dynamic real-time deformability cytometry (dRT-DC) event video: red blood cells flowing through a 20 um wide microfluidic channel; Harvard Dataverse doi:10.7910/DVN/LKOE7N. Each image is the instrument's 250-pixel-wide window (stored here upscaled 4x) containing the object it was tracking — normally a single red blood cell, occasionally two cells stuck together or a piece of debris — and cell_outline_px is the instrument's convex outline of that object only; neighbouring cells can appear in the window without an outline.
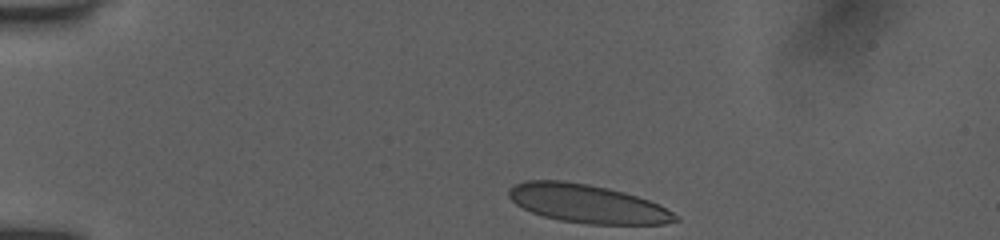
{"species": "human", "species_latin": "Homo sapiens", "temperature_condition": "room temperature", "stored_images_in_passage": 32, "camera_frame_rate_fps": 3000, "um_per_image_px": 0.085, "donor": {"sex": "female"}, "frame": {"image": 1, "passage_image": 1, "time_ms": 0.0, "image_size_px": [1000, 240], "cell_outline_px": [[680, 220], [664, 224], [588, 224], [560, 220], [544, 216], [532, 212], [516, 204], [508, 196], [508, 188], [512, 184], [528, 180], [564, 180], [588, 184], [608, 188], [624, 192], [648, 200], [680, 216]], "centroid_in_image_um": [49.89, 17.3], "position_along_channel_um": 35.1, "area_um2": 37.22}}
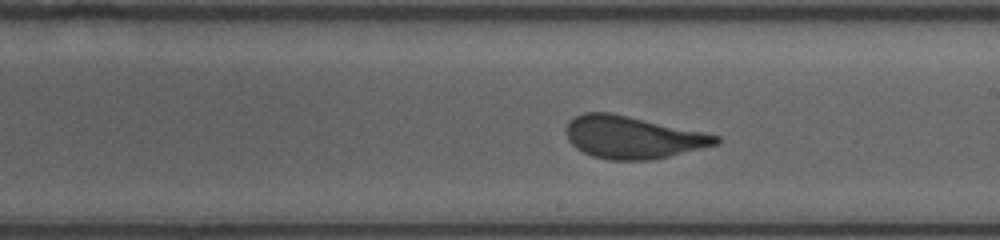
{"frame": {"image": 2, "passage_image": 18, "time_ms": 6.667, "image_size_px": [1000, 240], "cell_outline_px": [[720, 144], [668, 156], [648, 160], [612, 160], [592, 156], [576, 148], [568, 140], [564, 128], [568, 120], [584, 112], [608, 112], [628, 116], [720, 136]], "centroid_in_image_um": [53.72, 11.67], "position_along_channel_um": 235.3, "area_um2": 36.76}}
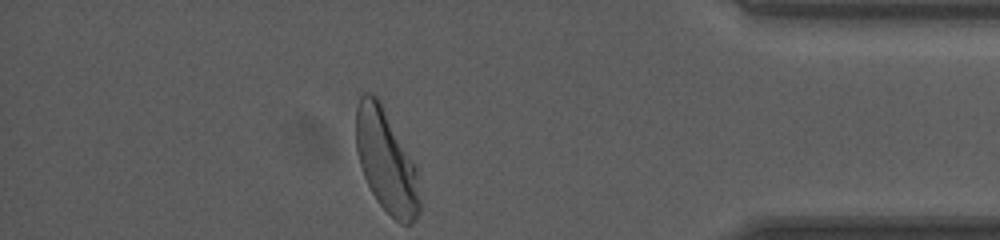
{"frame": {"image": 3, "passage_image": 32, "time_ms": 11.667, "image_size_px": [1000, 240], "cell_outline_px": [[420, 212], [412, 224], [400, 224], [376, 200], [364, 176], [356, 152], [356, 108], [360, 96], [364, 92], [372, 92], [376, 96], [416, 164], [420, 200]], "centroid_in_image_um": [32.83, 13.71], "position_along_channel_um": 402.4, "area_um2": 38.03}, "authors_computed_cell_mechanics": {"area_um2": 37.6567, "velocity_mm_per_s": 3.9413, "shape_relaxation_time_tau1_ms": 5.5214, "shape_relaxation_time_tau2_ms": null, "deformation_change_tau1": 0.1595, "deformation_change_tau2": null}}